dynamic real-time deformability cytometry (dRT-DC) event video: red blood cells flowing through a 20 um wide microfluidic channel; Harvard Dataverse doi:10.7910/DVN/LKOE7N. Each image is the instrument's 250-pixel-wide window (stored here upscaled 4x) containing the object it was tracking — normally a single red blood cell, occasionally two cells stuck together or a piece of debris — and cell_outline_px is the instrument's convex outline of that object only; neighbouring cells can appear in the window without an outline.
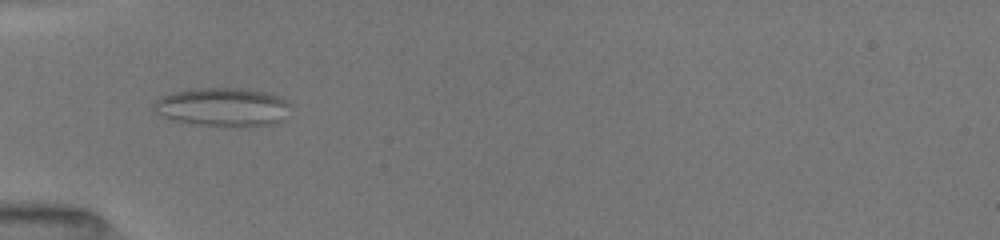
{"species": "common noctule bat (a hibernating species)", "species_latin": "Nyctalus noctula", "temperature_condition": "room temperature", "stored_images_in_passage": 5, "camera_frame_rate_fps": 3000, "um_per_image_px": 0.085, "animal": {"sex": "female", "body_mass_g": 19.5, "forearm_length_mm": 54.1}, "frame": {"image": 1, "passage_image": 1, "time_ms": 0.0, "image_size_px": [1000, 240], "cell_outline_px": [[288, 104], [284, 120], [272, 124], [196, 124], [172, 120], [164, 116], [160, 112], [156, 104], [156, 100], [160, 96], [172, 92], [196, 88], [244, 88], [264, 92], [276, 96], [284, 100]], "centroid_in_image_um": [18.91, 9.06], "position_along_channel_um": 66.1, "area_um2": 29.42}}